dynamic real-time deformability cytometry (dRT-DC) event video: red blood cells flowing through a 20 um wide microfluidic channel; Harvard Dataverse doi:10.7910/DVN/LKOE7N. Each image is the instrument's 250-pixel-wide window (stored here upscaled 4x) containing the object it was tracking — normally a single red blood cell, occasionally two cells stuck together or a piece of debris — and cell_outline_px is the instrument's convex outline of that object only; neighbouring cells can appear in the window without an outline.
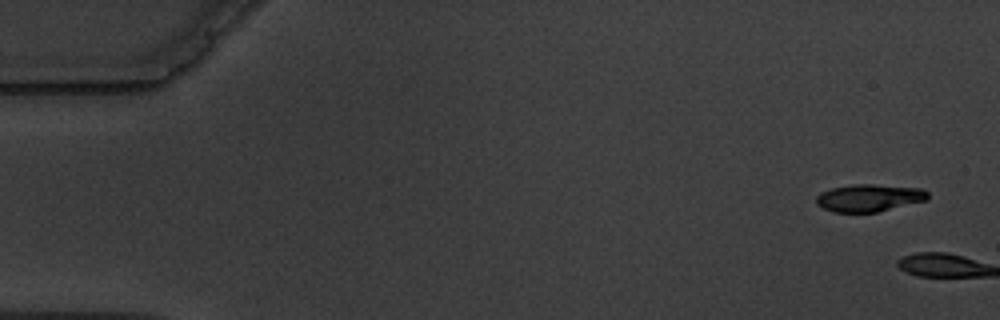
{"species": "common noctule bat (a hibernating species)", "species_latin": "Nyctalus noctula", "temperature_condition": "warm", "stored_images_in_passage": 9, "camera_frame_rate_fps": 3000, "um_per_image_px": 0.085, "animal": {"sex": "male", "body_mass_g": 19.5, "forearm_length_mm": 54.6}, "frame": {"image": 1, "passage_image": 1, "time_ms": 0.0, "image_size_px": [1000, 320], "cell_outline_px": [[928, 200], [876, 212], [832, 212], [816, 204], [816, 196], [820, 192], [832, 188], [852, 184], [872, 184], [920, 188], [928, 192]], "centroid_in_image_um": [73.86, 16.81], "position_along_channel_um": 11.1, "area_um2": 17.8}}
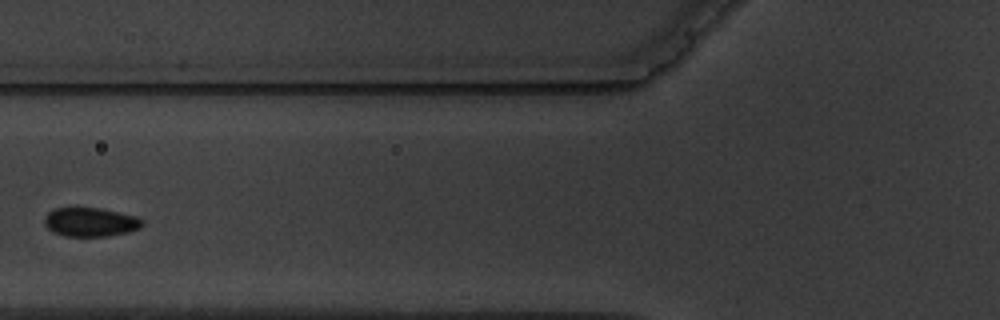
{"frame": {"image": 2, "passage_image": 8, "time_ms": 8.333, "image_size_px": [1000, 320], "cell_outline_px": [[144, 224], [140, 228], [128, 232], [108, 236], [64, 236], [52, 232], [44, 224], [44, 216], [48, 212], [56, 208], [100, 208], [136, 216], [144, 220]], "centroid_in_image_um": [7.69, 18.88], "position_along_channel_um": 118.1, "area_um2": 16.59}}
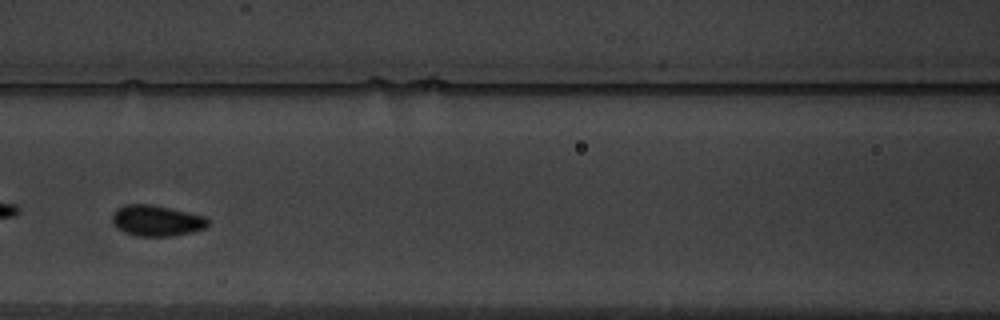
{"frame": {"image": 3, "passage_image": 9, "time_ms": 9.333, "image_size_px": [1000, 320], "cell_outline_px": [[208, 224], [204, 228], [192, 232], [172, 236], [136, 236], [124, 232], [116, 228], [112, 220], [112, 212], [116, 208], [124, 204], [152, 204], [204, 216], [208, 220]], "centroid_in_image_um": [13.25, 18.75], "position_along_channel_um": 153.3, "area_um2": 17.28}}